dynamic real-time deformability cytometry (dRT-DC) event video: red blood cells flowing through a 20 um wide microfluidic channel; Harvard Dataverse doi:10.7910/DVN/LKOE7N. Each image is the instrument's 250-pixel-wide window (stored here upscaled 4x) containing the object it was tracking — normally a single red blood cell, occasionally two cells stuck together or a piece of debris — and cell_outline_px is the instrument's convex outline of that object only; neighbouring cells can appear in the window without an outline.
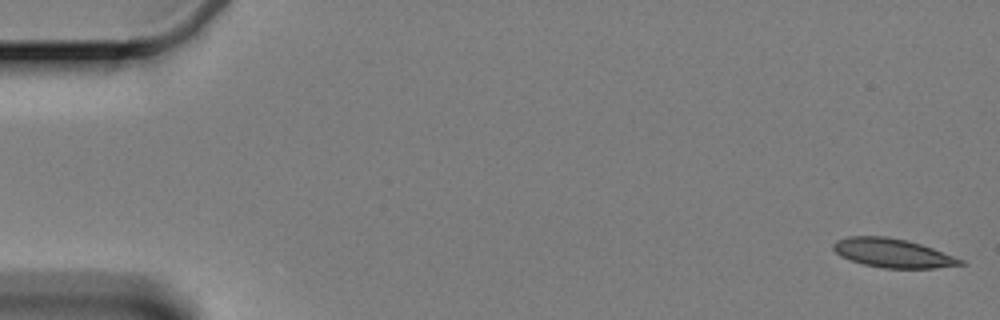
{"species": "Egyptian fruit bat (a non-hibernating species)", "species_latin": "Rousettus aegyptiacus", "temperature_condition": "cold", "stored_images_in_passage": 59, "camera_frame_rate_fps": 3000, "um_per_image_px": 0.085, "animal": {"sex": "female"}, "frame": {"image": 1, "passage_image": 1, "time_ms": 0.0, "image_size_px": [1000, 320], "cell_outline_px": [[968, 264], [932, 268], [884, 268], [864, 264], [840, 256], [832, 248], [832, 244], [836, 240], [848, 236], [884, 236], [908, 240], [932, 248], [964, 260]], "centroid_in_image_um": [75.87, 21.5], "position_along_channel_um": 9.1, "area_um2": 21.33}}
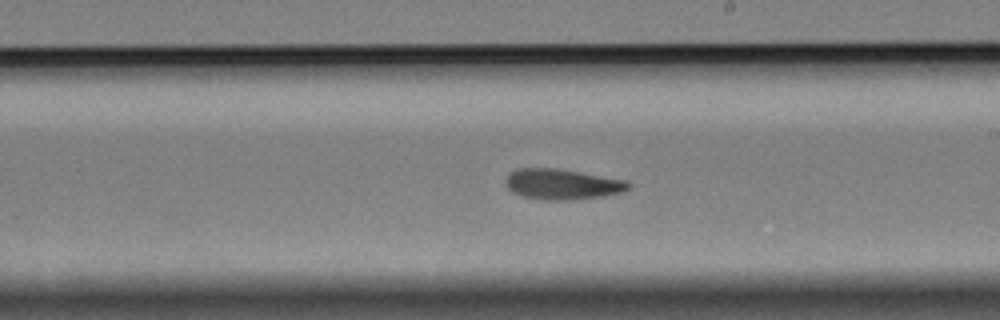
{"frame": {"image": 2, "passage_image": 34, "time_ms": 11.0, "image_size_px": [1000, 320], "cell_outline_px": [[632, 184], [624, 192], [604, 196], [568, 200], [540, 200], [520, 196], [512, 192], [504, 184], [508, 176], [516, 168], [556, 168], [628, 180]], "centroid_in_image_um": [47.8, 15.66], "position_along_channel_um": 241.2, "area_um2": 22.08}}
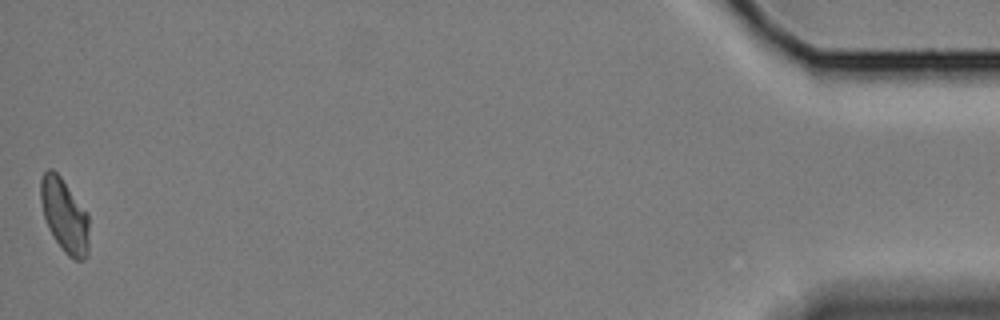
{"frame": {"image": 3, "passage_image": 59, "time_ms": 19.333, "image_size_px": [1000, 320], "cell_outline_px": [[88, 252], [84, 260], [76, 260], [68, 256], [64, 252], [48, 228], [44, 216], [40, 200], [40, 180], [44, 172], [48, 168], [52, 168], [60, 176], [88, 212]], "centroid_in_image_um": [5.48, 18.3], "position_along_channel_um": 429.7, "area_um2": 20.81}}